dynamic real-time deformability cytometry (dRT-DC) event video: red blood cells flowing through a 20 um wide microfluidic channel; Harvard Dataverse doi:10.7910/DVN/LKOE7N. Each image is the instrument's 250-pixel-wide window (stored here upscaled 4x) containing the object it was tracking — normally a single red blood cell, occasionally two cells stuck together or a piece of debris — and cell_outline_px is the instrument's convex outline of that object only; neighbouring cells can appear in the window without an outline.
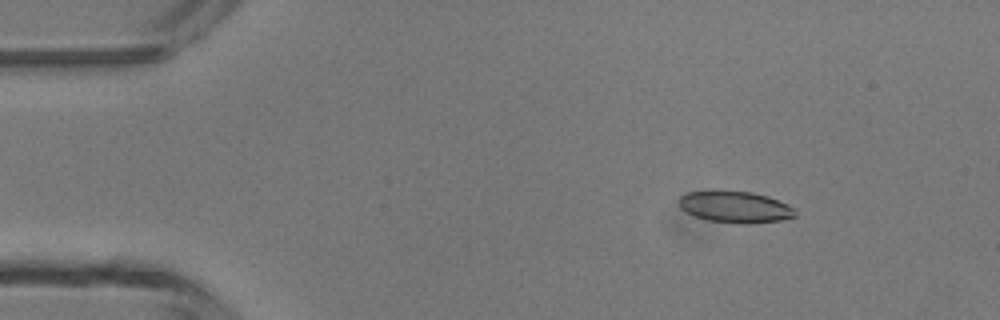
{"species": "common noctule bat (a hibernating species)", "species_latin": "Nyctalus noctula", "temperature_condition": "room temperature", "stored_images_in_passage": 3, "camera_frame_rate_fps": 3000, "um_per_image_px": 0.085, "animal": {"sex": "male", "body_mass_g": 13.3}, "frame": {"image": 1, "passage_image": 1, "time_ms": 0.0, "image_size_px": [1000, 320], "cell_outline_px": [[796, 216], [780, 220], [748, 224], [744, 224], [708, 220], [692, 216], [684, 212], [680, 208], [676, 200], [680, 196], [688, 192], [752, 192], [768, 196], [788, 204], [792, 208]], "centroid_in_image_um": [62.44, 17.61], "position_along_channel_um": 22.6, "area_um2": 21.15}}
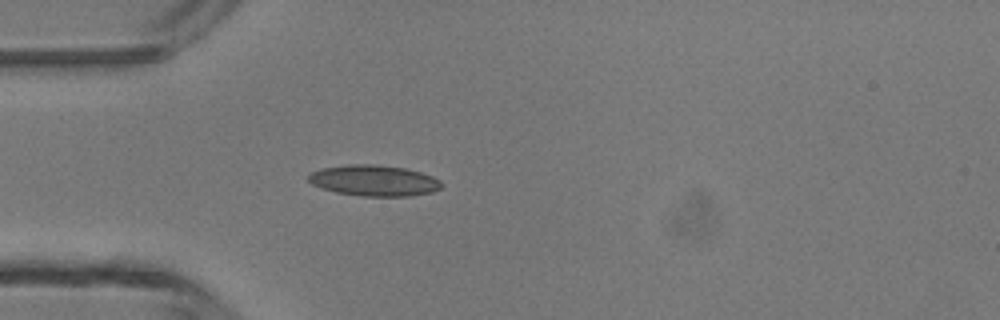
{"frame": {"image": 2, "passage_image": 3, "time_ms": 2.333, "image_size_px": [1000, 320], "cell_outline_px": [[444, 184], [440, 188], [432, 192], [408, 196], [360, 196], [336, 192], [312, 184], [308, 180], [308, 172], [320, 168], [348, 164], [376, 164], [404, 168], [420, 172], [432, 176], [440, 180]], "centroid_in_image_um": [31.78, 15.34], "position_along_channel_um": 53.2, "area_um2": 24.1}}